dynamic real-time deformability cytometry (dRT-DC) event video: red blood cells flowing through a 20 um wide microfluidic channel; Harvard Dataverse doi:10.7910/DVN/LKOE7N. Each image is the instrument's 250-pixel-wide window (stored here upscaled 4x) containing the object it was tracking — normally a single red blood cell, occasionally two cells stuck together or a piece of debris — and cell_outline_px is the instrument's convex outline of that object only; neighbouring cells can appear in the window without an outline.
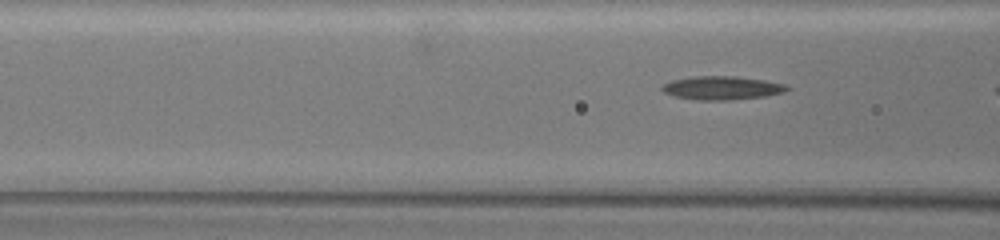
{"species": "common noctule bat (a hibernating species)", "species_latin": "Nyctalus noctula", "temperature_condition": "warm", "stored_images_in_passage": 9, "camera_frame_rate_fps": 3000, "um_per_image_px": 0.085, "animal": {"sex": "female", "body_mass_g": 19.5, "forearm_length_mm": 54.1}, "frame": {"image": 1, "passage_image": 7, "time_ms": 2.0, "image_size_px": [1000, 240], "cell_outline_px": [[792, 88], [784, 92], [764, 96], [732, 100], [700, 100], [672, 96], [664, 92], [660, 88], [660, 84], [672, 80], [692, 76], [736, 76], [764, 80], [784, 84]], "centroid_in_image_um": [61.32, 7.47], "position_along_channel_um": 105.3, "area_um2": 17.28}}